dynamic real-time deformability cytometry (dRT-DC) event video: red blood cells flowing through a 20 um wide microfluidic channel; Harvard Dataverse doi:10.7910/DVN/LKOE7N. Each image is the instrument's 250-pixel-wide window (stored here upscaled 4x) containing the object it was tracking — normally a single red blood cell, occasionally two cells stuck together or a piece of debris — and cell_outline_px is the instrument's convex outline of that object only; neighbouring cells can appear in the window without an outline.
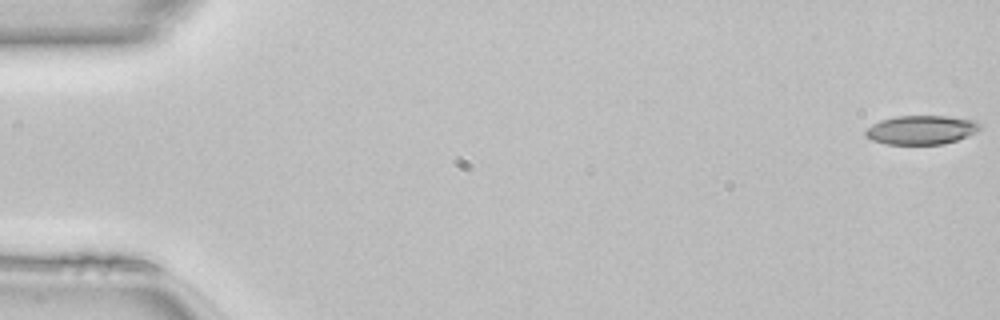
{"species": "common noctule bat (a hibernating species)", "species_latin": "Nyctalus noctula", "temperature_condition": "room temperature", "stored_images_in_passage": 50, "camera_frame_rate_fps": 3000, "um_per_image_px": 0.085, "animal": {"sex": "female", "body_mass_g": 22.7, "forearm_length_mm": 54.2}, "frame": {"image": 1, "passage_image": 1, "time_ms": 0.0, "image_size_px": [1000, 320], "cell_outline_px": [[980, 128], [976, 132], [968, 136], [944, 144], [884, 144], [872, 140], [864, 136], [864, 132], [872, 124], [880, 120], [896, 116], [948, 116], [976, 120], [980, 124]], "centroid_in_image_um": [78.3, 11.04], "position_along_channel_um": 6.7, "area_um2": 19.42}}
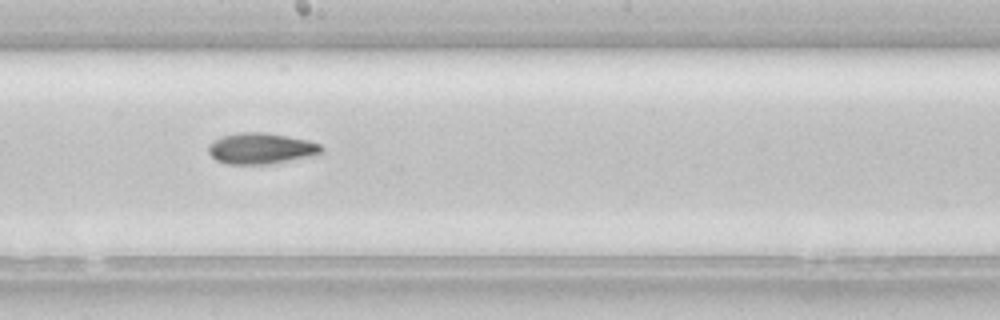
{"frame": {"image": 2, "passage_image": 28, "time_ms": 9.0, "image_size_px": [1000, 320], "cell_outline_px": [[324, 148], [320, 156], [268, 164], [228, 164], [216, 160], [208, 152], [208, 144], [220, 136], [244, 132], [264, 132], [288, 136], [308, 140], [320, 144]], "centroid_in_image_um": [22.24, 12.63], "position_along_channel_um": 226.0, "area_um2": 20.81}}
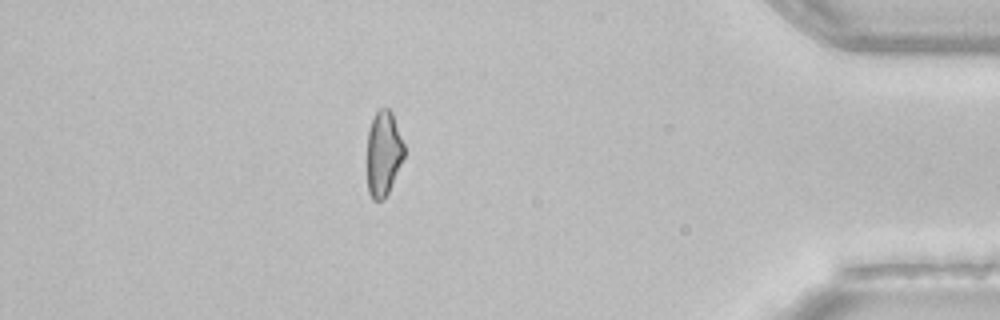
{"frame": {"image": 3, "passage_image": 44, "time_ms": 14.333, "image_size_px": [1000, 320], "cell_outline_px": [[404, 156], [388, 192], [380, 200], [372, 200], [368, 192], [368, 132], [372, 120], [376, 112], [380, 108], [388, 108], [392, 112], [404, 144]], "centroid_in_image_um": [32.59, 13.02], "position_along_channel_um": 402.6, "area_um2": 17.98}, "authors_computed_cell_mechanics": {"area_um2": 20.0277, "velocity_mm_per_s": 4.1441, "shape_relaxation_time_tau1_ms": 9.4085, "shape_relaxation_time_tau2_ms": null, "deformation_change_tau1": 0.1883, "deformation_change_tau2": null}}